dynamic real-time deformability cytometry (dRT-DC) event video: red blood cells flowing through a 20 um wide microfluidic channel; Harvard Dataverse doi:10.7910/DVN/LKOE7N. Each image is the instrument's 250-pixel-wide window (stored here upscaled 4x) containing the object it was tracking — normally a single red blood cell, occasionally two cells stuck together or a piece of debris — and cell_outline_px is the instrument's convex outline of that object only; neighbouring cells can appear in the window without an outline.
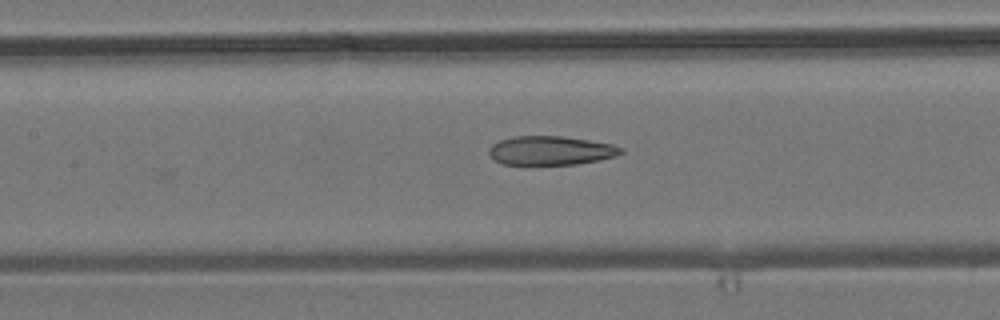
{"species": "common noctule bat (a hibernating species)", "species_latin": "Nyctalus noctula", "temperature_condition": "room temperature", "stored_images_in_passage": 6, "camera_frame_rate_fps": 3000, "um_per_image_px": 0.085, "animal": {"sex": "male", "body_mass_g": 19.2, "forearm_length_mm": 51.8}, "frame": {"image": 1, "passage_image": 6, "time_ms": 5.667, "image_size_px": [1000, 320], "cell_outline_px": [[624, 152], [616, 156], [600, 160], [576, 164], [504, 164], [496, 160], [488, 152], [488, 148], [492, 144], [500, 140], [512, 136], [560, 136], [588, 140], [612, 144], [624, 148]], "centroid_in_image_um": [46.83, 12.79], "position_along_channel_um": 160.6, "area_um2": 22.2}}